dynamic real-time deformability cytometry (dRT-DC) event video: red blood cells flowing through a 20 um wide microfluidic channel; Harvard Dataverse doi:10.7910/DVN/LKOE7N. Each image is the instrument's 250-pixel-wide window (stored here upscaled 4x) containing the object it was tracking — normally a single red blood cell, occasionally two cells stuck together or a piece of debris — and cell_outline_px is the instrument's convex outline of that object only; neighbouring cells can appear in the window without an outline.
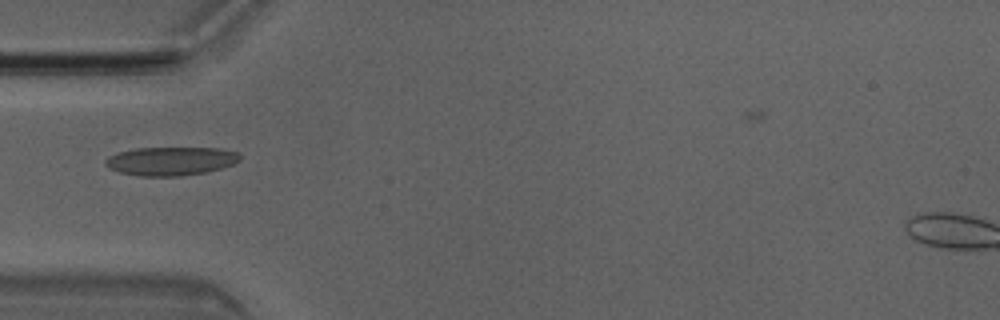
{"species": "Egyptian fruit bat (a non-hibernating species)", "species_latin": "Rousettus aegyptiacus", "temperature_condition": "room temperature", "stored_images_in_passage": 5, "camera_frame_rate_fps": 3000, "um_per_image_px": 0.085, "animal": {"sex": "male"}, "frame": {"image": 1, "passage_image": 5, "time_ms": 1.333, "image_size_px": [1000, 320], "cell_outline_px": [[240, 160], [232, 164], [208, 172], [180, 176], [140, 176], [120, 172], [108, 168], [104, 164], [104, 160], [108, 156], [116, 152], [136, 148], [220, 148], [236, 152], [240, 156]], "centroid_in_image_um": [14.47, 13.69], "position_along_channel_um": 70.5, "area_um2": 22.48}}